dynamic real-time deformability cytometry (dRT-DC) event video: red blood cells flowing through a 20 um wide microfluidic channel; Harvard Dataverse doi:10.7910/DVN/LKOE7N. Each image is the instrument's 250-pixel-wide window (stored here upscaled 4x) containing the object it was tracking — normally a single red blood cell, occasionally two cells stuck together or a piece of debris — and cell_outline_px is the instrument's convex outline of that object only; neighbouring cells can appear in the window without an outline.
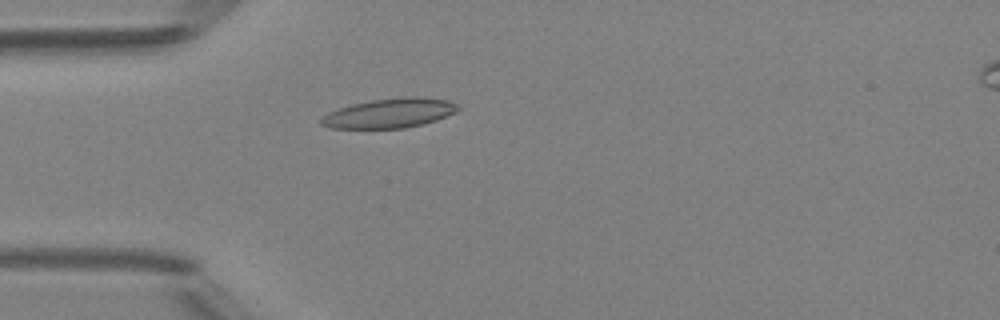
{"species": "Egyptian fruit bat (a non-hibernating species)", "species_latin": "Rousettus aegyptiacus", "temperature_condition": "room temperature", "stored_images_in_passage": 36, "camera_frame_rate_fps": 3000, "um_per_image_px": 0.085, "animal": {"sex": "female"}, "frame": {"image": 1, "passage_image": 1, "time_ms": 0.0, "image_size_px": [1000, 320], "cell_outline_px": [[460, 108], [456, 112], [436, 120], [424, 124], [404, 128], [328, 128], [320, 124], [320, 120], [328, 112], [352, 104], [372, 100], [404, 96], [420, 96], [448, 100], [460, 104]], "centroid_in_image_um": [33.16, 9.61], "position_along_channel_um": 51.8, "area_um2": 23.7}}
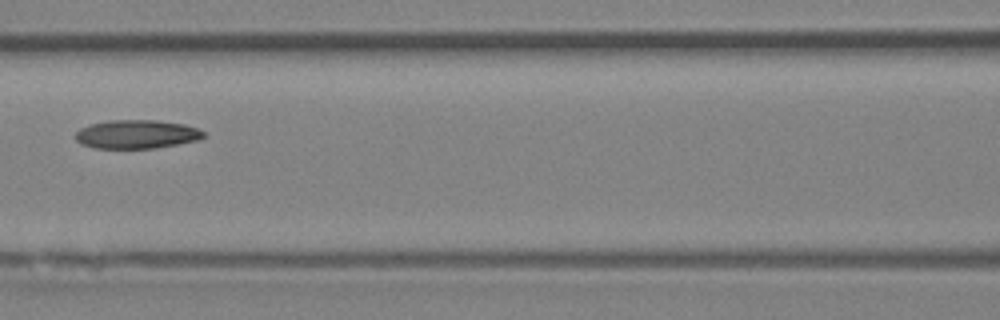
{"frame": {"image": 2, "passage_image": 9, "time_ms": 2.667, "image_size_px": [1000, 320], "cell_outline_px": [[204, 136], [196, 140], [156, 148], [96, 148], [80, 144], [76, 140], [76, 132], [80, 128], [88, 124], [108, 120], [156, 120], [184, 124], [196, 128], [204, 132]], "centroid_in_image_um": [11.56, 11.4], "position_along_channel_um": 155.0, "area_um2": 21.33}}
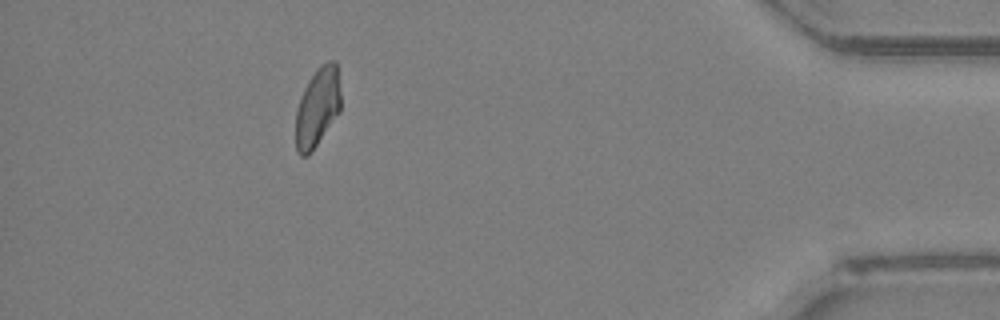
{"frame": {"image": 3, "passage_image": 31, "time_ms": 10.0, "image_size_px": [1000, 320], "cell_outline_px": [[340, 112], [308, 156], [300, 156], [296, 152], [296, 112], [300, 96], [308, 80], [316, 68], [320, 64], [328, 60], [336, 60], [340, 92]], "centroid_in_image_um": [26.98, 9.09], "position_along_channel_um": 408.2, "area_um2": 20.92}, "authors_computed_cell_mechanics": {"area_um2": 21.5594, "velocity_mm_per_s": 4.2007, "shape_relaxation_time_tau1_ms": null, "shape_relaxation_time_tau2_ms": 10.1693, "deformation_change_tau1": null, "deformation_change_tau2": 0.1986}}